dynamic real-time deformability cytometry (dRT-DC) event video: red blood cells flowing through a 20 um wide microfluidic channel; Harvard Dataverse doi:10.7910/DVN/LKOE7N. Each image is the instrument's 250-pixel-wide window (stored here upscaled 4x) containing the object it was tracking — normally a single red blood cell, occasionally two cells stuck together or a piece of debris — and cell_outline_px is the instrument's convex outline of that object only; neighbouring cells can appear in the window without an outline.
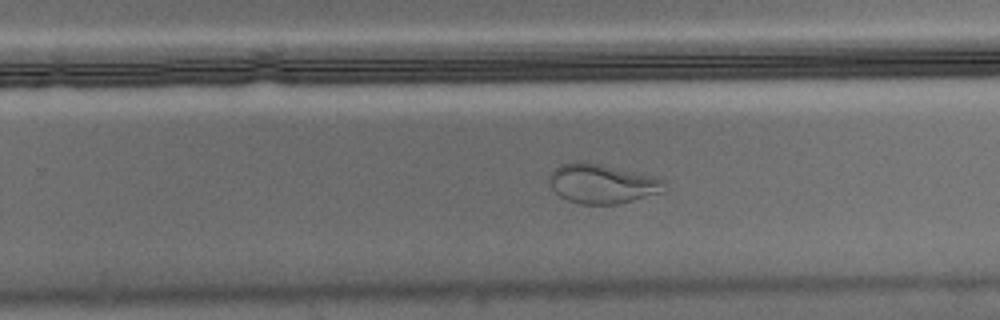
{"species": "Egyptian fruit bat (a non-hibernating species)", "species_latin": "Rousettus aegyptiacus", "temperature_condition": "warm", "stored_images_in_passage": 54, "camera_frame_rate_fps": 3000, "um_per_image_px": 0.085, "animal": {"sex": "male"}, "frame": {"image": 1, "passage_image": 34, "time_ms": 11.0, "image_size_px": [1000, 320], "cell_outline_px": [[668, 188], [664, 192], [616, 204], [580, 204], [568, 200], [560, 196], [552, 188], [548, 176], [560, 164], [576, 160], [584, 160], [652, 176], [664, 180]], "centroid_in_image_um": [51.18, 15.6], "position_along_channel_um": 278.6, "area_um2": 26.53}}
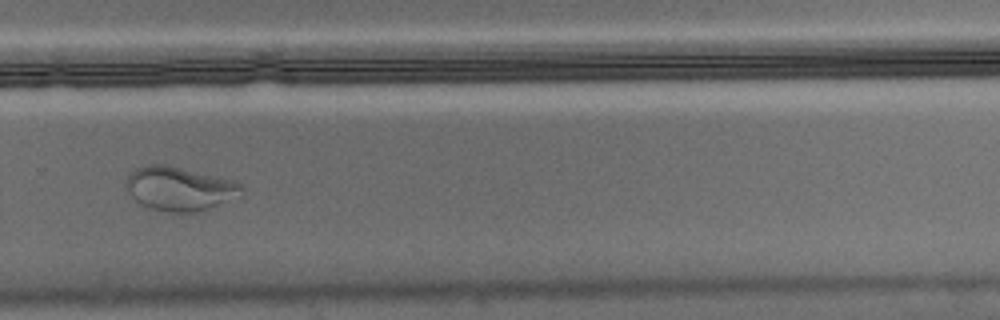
{"frame": {"image": 2, "passage_image": 37, "time_ms": 12.0, "image_size_px": [1000, 320], "cell_outline_px": [[244, 196], [204, 212], [168, 212], [148, 208], [140, 204], [128, 192], [128, 172], [136, 168], [148, 164], [164, 164], [220, 176], [244, 184]], "centroid_in_image_um": [15.37, 16.05], "position_along_channel_um": 314.4, "area_um2": 30.35}}
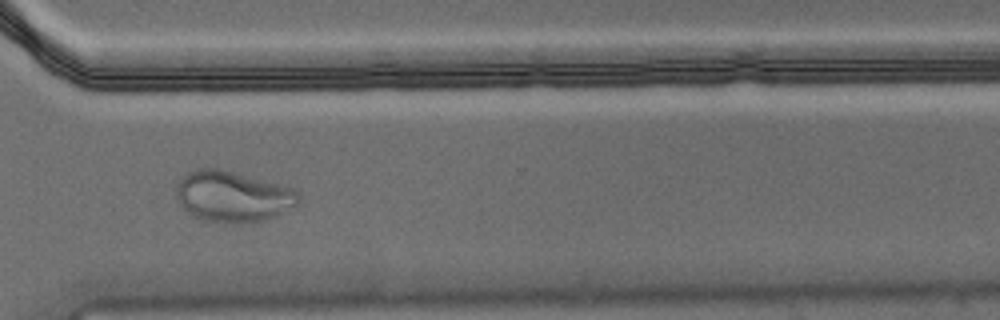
{"frame": {"image": 3, "passage_image": 40, "time_ms": 13.0, "image_size_px": [1000, 320], "cell_outline_px": [[300, 200], [296, 204], [264, 220], [240, 224], [200, 220], [192, 216], [180, 204], [176, 196], [176, 188], [180, 180], [188, 172], [200, 168], [216, 168], [292, 188], [300, 196]], "centroid_in_image_um": [19.72, 16.72], "position_along_channel_um": 350.9, "area_um2": 35.6}}